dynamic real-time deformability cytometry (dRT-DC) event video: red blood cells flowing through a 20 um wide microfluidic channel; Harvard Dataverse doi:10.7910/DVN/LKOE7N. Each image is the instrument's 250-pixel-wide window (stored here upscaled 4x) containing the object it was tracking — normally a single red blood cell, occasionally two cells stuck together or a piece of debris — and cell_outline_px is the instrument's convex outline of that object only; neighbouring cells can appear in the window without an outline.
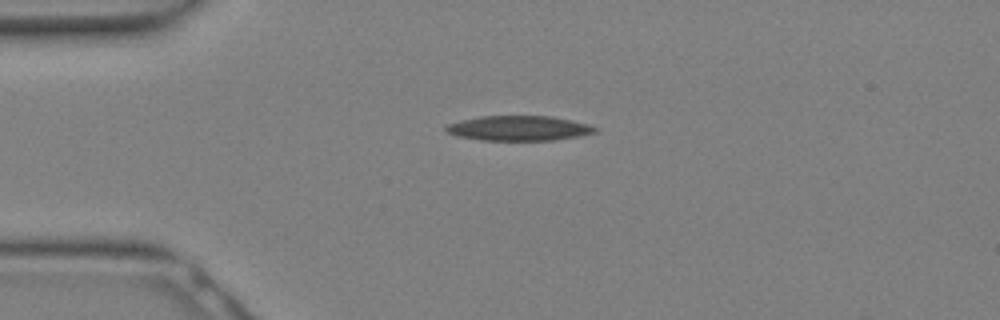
{"species": "Egyptian fruit bat (a non-hibernating species)", "species_latin": "Rousettus aegyptiacus", "temperature_condition": "warm", "stored_images_in_passage": 14, "camera_frame_rate_fps": 3000, "um_per_image_px": 0.085, "animal": {"sex": "female"}, "frame": {"image": 1, "passage_image": 1, "time_ms": 0.0, "image_size_px": [1000, 320], "cell_outline_px": [[596, 132], [576, 136], [552, 140], [484, 140], [456, 136], [448, 132], [444, 128], [448, 124], [460, 120], [480, 116], [552, 116], [572, 120], [588, 124], [596, 128]], "centroid_in_image_um": [44.07, 10.89], "position_along_channel_um": 40.9, "area_um2": 21.44}}
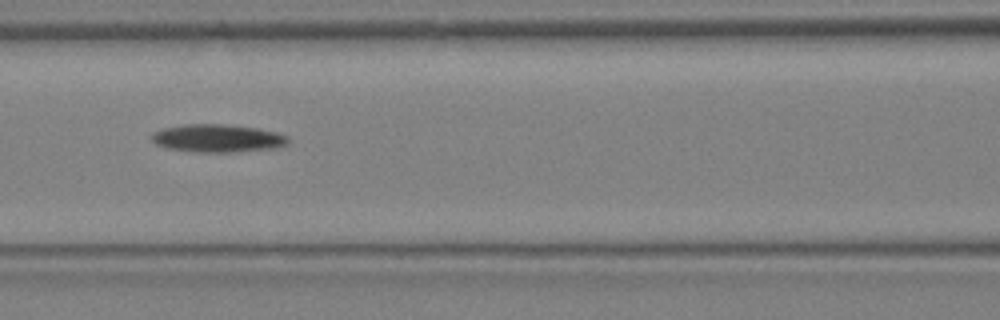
{"frame": {"image": 2, "passage_image": 7, "time_ms": 2.0, "image_size_px": [1000, 320], "cell_outline_px": [[288, 144], [276, 148], [236, 152], [192, 152], [168, 148], [156, 144], [152, 140], [152, 132], [164, 128], [188, 124], [220, 124], [256, 128], [276, 132], [288, 136]], "centroid_in_image_um": [18.51, 11.76], "position_along_channel_um": 148.1, "area_um2": 22.14}}
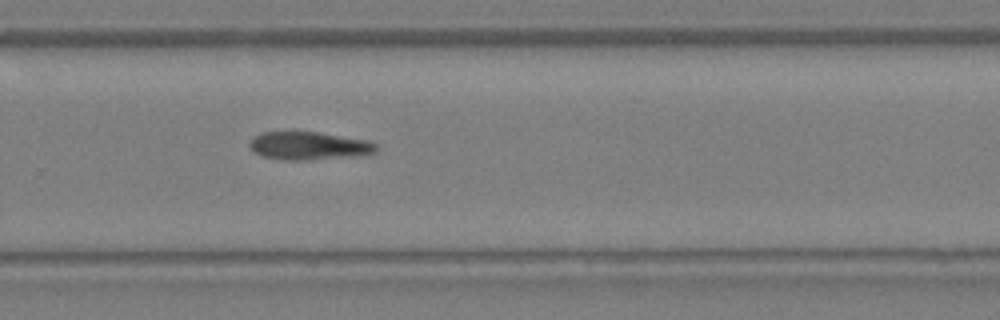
{"frame": {"image": 3, "passage_image": 14, "time_ms": 4.333, "image_size_px": [1000, 320], "cell_outline_px": [[380, 148], [376, 152], [352, 156], [308, 160], [284, 160], [260, 156], [248, 144], [252, 136], [260, 132], [292, 128], [296, 128], [368, 140], [376, 144]], "centroid_in_image_um": [26.18, 12.33], "position_along_channel_um": 303.6, "area_um2": 21.73}}